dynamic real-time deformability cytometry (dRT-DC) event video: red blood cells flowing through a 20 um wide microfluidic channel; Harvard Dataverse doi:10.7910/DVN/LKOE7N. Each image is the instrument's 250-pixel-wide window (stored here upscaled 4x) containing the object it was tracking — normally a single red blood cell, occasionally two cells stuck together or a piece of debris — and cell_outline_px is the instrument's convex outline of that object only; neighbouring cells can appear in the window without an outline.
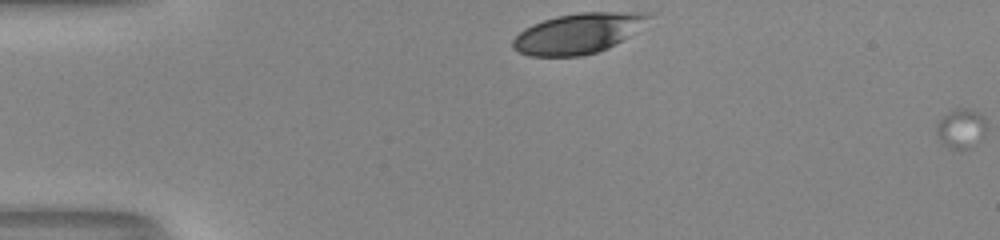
{"species": "human", "species_latin": "Homo sapiens", "temperature_condition": "room temperature", "stored_images_in_passage": 2, "camera_frame_rate_fps": 3000, "um_per_image_px": 0.085, "donor": {"sex": "male"}, "frame": {"image": 1, "passage_image": 1, "time_ms": 0.0, "image_size_px": [1000, 240], "cell_outline_px": [[652, 16], [628, 36], [608, 48], [596, 52], [580, 56], [528, 56], [512, 48], [512, 40], [524, 28], [532, 24], [556, 16], [580, 12], [652, 12]], "centroid_in_image_um": [49.1, 2.83], "position_along_channel_um": 35.9, "area_um2": 31.62}}